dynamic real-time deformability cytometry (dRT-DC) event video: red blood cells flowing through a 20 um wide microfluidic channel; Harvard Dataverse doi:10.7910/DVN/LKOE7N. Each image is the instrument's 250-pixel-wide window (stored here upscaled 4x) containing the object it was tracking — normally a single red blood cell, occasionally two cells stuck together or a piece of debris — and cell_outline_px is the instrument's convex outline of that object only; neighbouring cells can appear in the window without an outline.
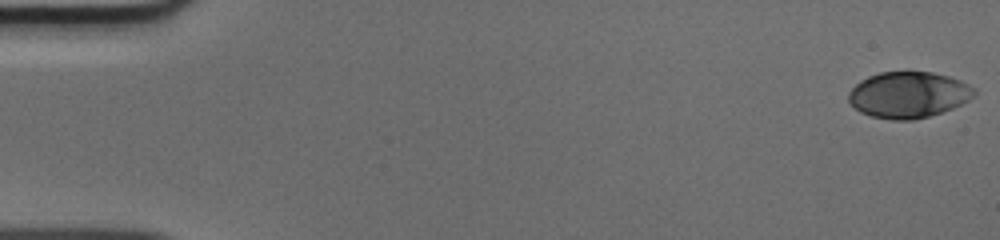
{"species": "human", "species_latin": "Homo sapiens", "temperature_condition": "cold", "stored_images_in_passage": 51, "camera_frame_rate_fps": 3000, "um_per_image_px": 0.085, "donor": {"sex": "male"}, "frame": {"image": 1, "passage_image": 1, "time_ms": 0.0, "image_size_px": [1000, 240], "cell_outline_px": [[976, 92], [968, 100], [952, 108], [928, 116], [912, 120], [892, 120], [872, 116], [860, 112], [848, 100], [848, 92], [860, 80], [868, 76], [880, 72], [932, 72], [948, 76], [960, 80], [976, 88]], "centroid_in_image_um": [77.2, 8.05], "position_along_channel_um": 7.8, "area_um2": 33.64}}
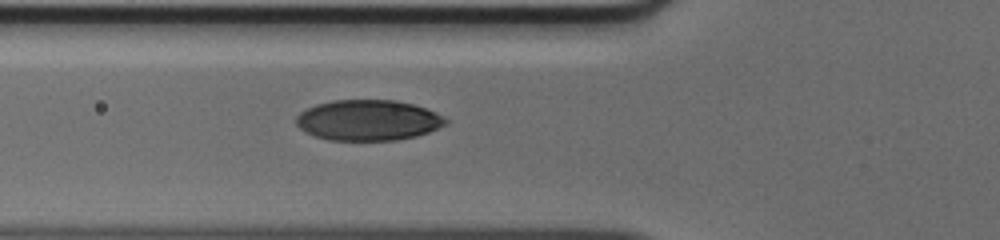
{"frame": {"image": 2, "passage_image": 19, "time_ms": 6.0, "image_size_px": [1000, 240], "cell_outline_px": [[448, 124], [428, 132], [416, 136], [396, 140], [328, 140], [316, 136], [300, 128], [296, 124], [296, 116], [300, 112], [316, 104], [332, 100], [396, 100], [412, 104], [436, 112], [444, 116], [448, 120]], "centroid_in_image_um": [31.31, 10.21], "position_along_channel_um": 94.5, "area_um2": 35.37}}
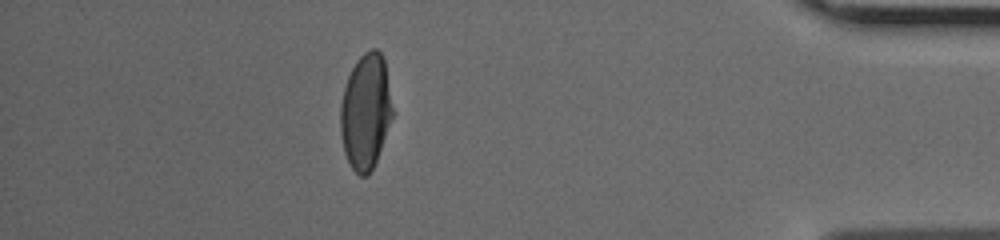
{"frame": {"image": 3, "passage_image": 45, "time_ms": 14.667, "image_size_px": [1000, 240], "cell_outline_px": [[392, 116], [376, 160], [368, 176], [360, 176], [352, 168], [344, 152], [340, 132], [340, 104], [344, 88], [348, 76], [356, 60], [364, 52], [372, 48], [376, 48], [380, 52], [384, 60], [392, 108]], "centroid_in_image_um": [31.05, 9.47], "position_along_channel_um": 404.2, "area_um2": 34.62}}